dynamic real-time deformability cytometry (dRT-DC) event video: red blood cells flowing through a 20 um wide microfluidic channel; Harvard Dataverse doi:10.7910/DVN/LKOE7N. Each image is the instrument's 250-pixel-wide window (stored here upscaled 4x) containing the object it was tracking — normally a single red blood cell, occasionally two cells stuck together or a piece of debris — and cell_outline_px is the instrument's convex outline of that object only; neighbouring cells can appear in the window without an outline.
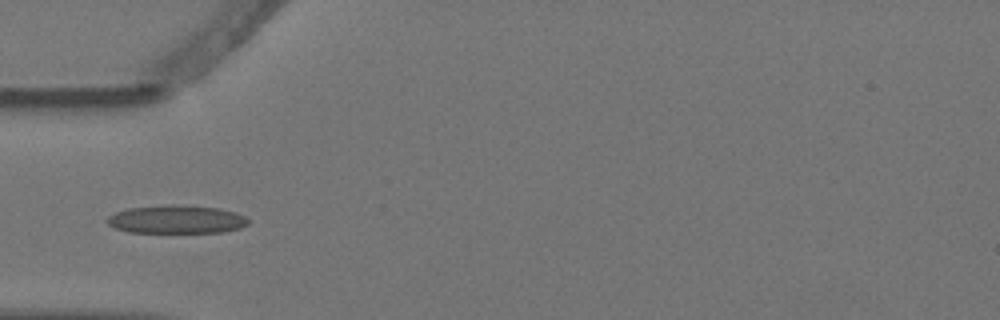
{"species": "Egyptian fruit bat (a non-hibernating species)", "species_latin": "Rousettus aegyptiacus", "temperature_condition": "warm", "stored_images_in_passage": 6, "camera_frame_rate_fps": 3000, "um_per_image_px": 0.085, "animal": {"sex": "female"}, "frame": {"image": 1, "passage_image": 5, "time_ms": 1.333, "image_size_px": [1000, 320], "cell_outline_px": [[248, 224], [240, 228], [224, 232], [128, 232], [116, 228], [108, 224], [108, 216], [116, 212], [128, 208], [164, 204], [180, 204], [220, 208], [236, 212], [244, 216], [248, 220]], "centroid_in_image_um": [15.02, 18.63], "position_along_channel_um": 70.0, "area_um2": 23.35}}